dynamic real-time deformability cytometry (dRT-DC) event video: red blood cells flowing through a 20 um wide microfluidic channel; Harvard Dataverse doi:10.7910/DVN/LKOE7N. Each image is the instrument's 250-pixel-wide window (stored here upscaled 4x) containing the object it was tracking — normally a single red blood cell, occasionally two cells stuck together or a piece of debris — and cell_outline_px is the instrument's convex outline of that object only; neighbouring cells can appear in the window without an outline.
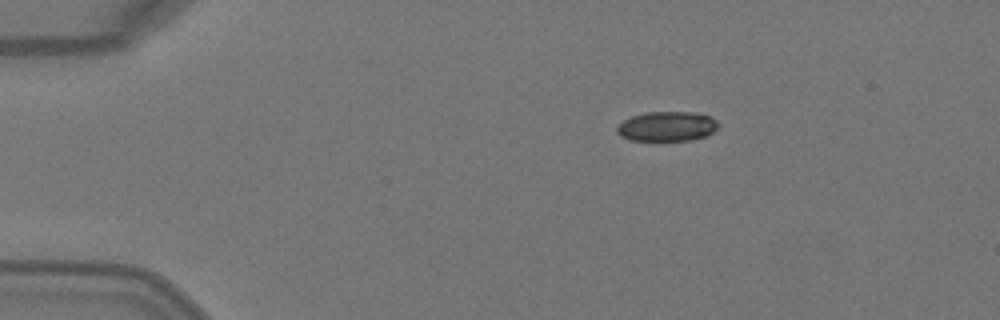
{"species": "Egyptian fruit bat (a non-hibernating species)", "species_latin": "Rousettus aegyptiacus", "temperature_condition": "warm", "stored_images_in_passage": 8, "camera_frame_rate_fps": 3000, "um_per_image_px": 0.085, "animal": {"sex": "female"}, "frame": {"image": 1, "passage_image": 1, "time_ms": 0.0, "image_size_px": [1000, 320], "cell_outline_px": [[720, 124], [712, 132], [704, 136], [688, 140], [632, 140], [620, 136], [616, 132], [616, 124], [632, 116], [648, 112], [692, 112], [712, 116]], "centroid_in_image_um": [56.67, 10.73], "position_along_channel_um": 28.3, "area_um2": 17.51}}